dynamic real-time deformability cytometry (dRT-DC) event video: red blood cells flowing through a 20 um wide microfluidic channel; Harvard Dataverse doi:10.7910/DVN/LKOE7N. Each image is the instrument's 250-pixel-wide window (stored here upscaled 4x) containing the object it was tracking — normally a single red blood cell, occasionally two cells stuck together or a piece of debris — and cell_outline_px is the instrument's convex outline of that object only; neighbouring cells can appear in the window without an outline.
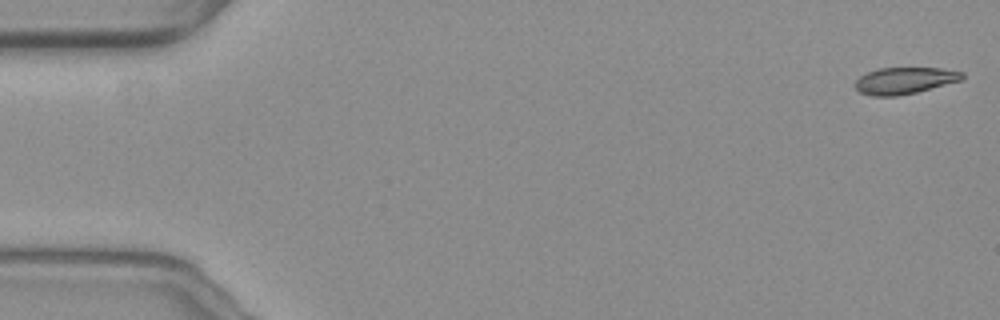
{"species": "common noctule bat (a hibernating species)", "species_latin": "Nyctalus noctula", "temperature_condition": "warm", "stored_images_in_passage": 56, "camera_frame_rate_fps": 3000, "um_per_image_px": 0.085, "animal": {"sex": "female", "body_mass_g": 19.3, "forearm_length_mm": 54.1}, "frame": {"image": 1, "passage_image": 1, "time_ms": 0.0, "image_size_px": [1000, 320], "cell_outline_px": [[964, 76], [960, 80], [916, 92], [896, 96], [872, 96], [860, 92], [856, 88], [856, 80], [860, 76], [868, 72], [880, 68], [940, 68], [964, 72]], "centroid_in_image_um": [76.88, 6.84], "position_along_channel_um": 8.1, "area_um2": 16.36}}
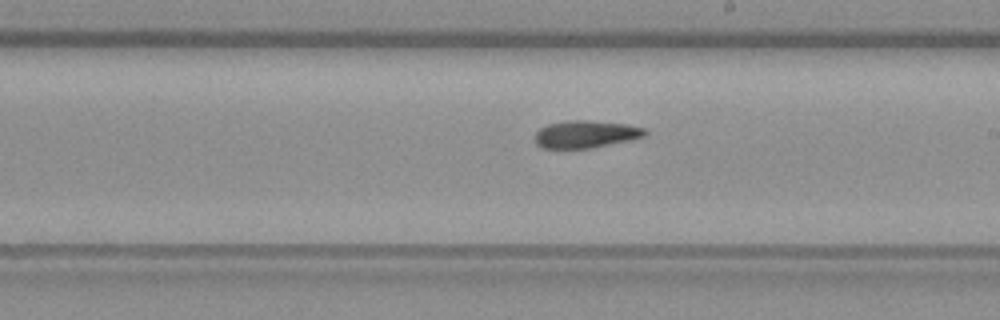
{"frame": {"image": 2, "passage_image": 32, "time_ms": 10.333, "image_size_px": [1000, 320], "cell_outline_px": [[648, 132], [644, 136], [628, 140], [588, 148], [540, 148], [536, 144], [536, 132], [540, 128], [548, 124], [564, 120], [588, 120], [628, 124], [644, 128]], "centroid_in_image_um": [49.76, 11.39], "position_along_channel_um": 239.2, "area_um2": 17.46}}
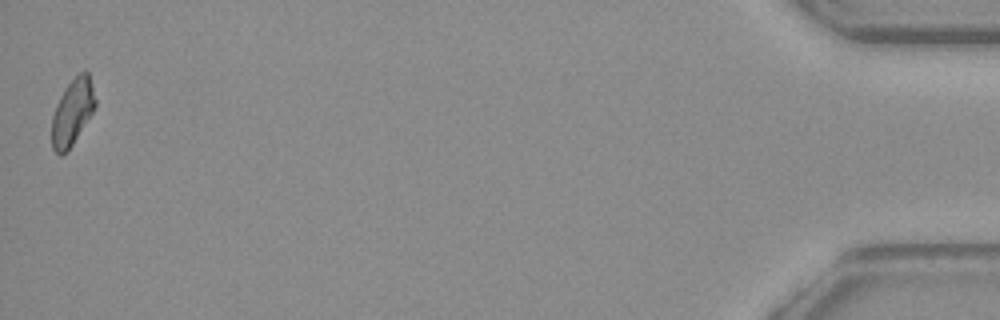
{"frame": {"image": 3, "passage_image": 56, "time_ms": 18.333, "image_size_px": [1000, 320], "cell_outline_px": [[96, 104], [92, 112], [72, 144], [60, 156], [52, 148], [52, 116], [56, 104], [64, 88], [84, 68], [88, 72], [96, 100]], "centroid_in_image_um": [6.14, 9.49], "position_along_channel_um": 429.1, "area_um2": 16.42}}